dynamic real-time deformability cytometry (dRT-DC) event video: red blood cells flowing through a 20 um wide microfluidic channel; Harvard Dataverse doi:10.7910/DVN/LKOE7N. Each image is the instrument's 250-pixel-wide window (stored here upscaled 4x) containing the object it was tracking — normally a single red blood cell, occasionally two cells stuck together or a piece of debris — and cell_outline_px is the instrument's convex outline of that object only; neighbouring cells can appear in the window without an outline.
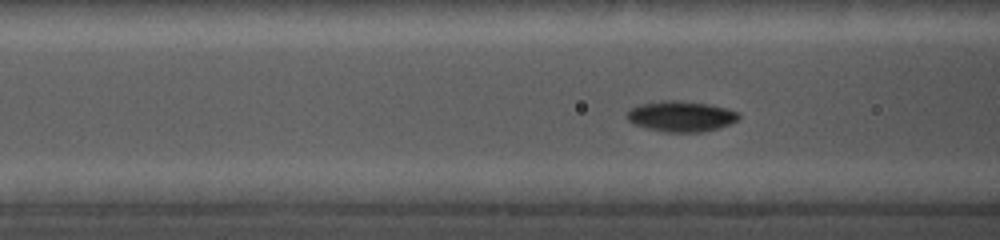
{"species": "common noctule bat (a hibernating species)", "species_latin": "Nyctalus noctula", "temperature_condition": "cold", "stored_images_in_passage": 41, "camera_frame_rate_fps": 5000, "um_per_image_px": 0.085, "animal": {"sex": "female", "body_mass_g": 19.0, "forearm_length_mm": 56.7}, "frame": {"image": 1, "passage_image": 9, "time_ms": 2.6, "image_size_px": [1000, 240], "cell_outline_px": [[740, 116], [736, 120], [728, 124], [704, 132], [664, 132], [632, 124], [628, 120], [624, 112], [640, 104], [664, 100], [676, 100], [708, 104], [728, 108], [740, 112]], "centroid_in_image_um": [57.86, 9.88], "position_along_channel_um": 108.7, "area_um2": 20.0}}
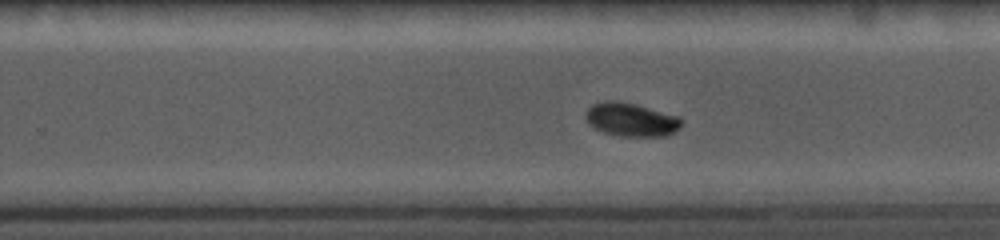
{"frame": {"image": 2, "passage_image": 23, "time_ms": 7.0, "image_size_px": [1000, 240], "cell_outline_px": [[684, 120], [680, 128], [676, 132], [668, 136], [620, 136], [604, 132], [592, 128], [588, 124], [584, 116], [588, 108], [592, 104], [604, 100], [616, 100], [636, 104], [680, 116]], "centroid_in_image_um": [53.66, 10.16], "position_along_channel_um": 276.1, "area_um2": 19.19}}
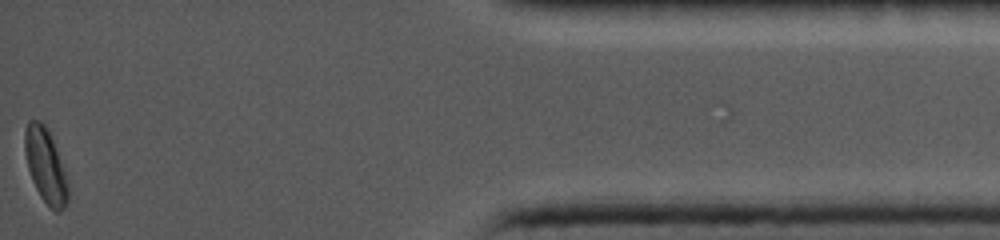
{"frame": {"image": 3, "passage_image": 40, "time_ms": 12.4, "image_size_px": [1000, 240], "cell_outline_px": [[68, 200], [64, 208], [60, 212], [56, 212], [40, 196], [32, 180], [28, 168], [24, 152], [24, 132], [28, 120], [40, 120], [48, 128], [64, 168], [68, 184]], "centroid_in_image_um": [3.86, 14.05], "position_along_channel_um": 431.3, "area_um2": 18.79}}